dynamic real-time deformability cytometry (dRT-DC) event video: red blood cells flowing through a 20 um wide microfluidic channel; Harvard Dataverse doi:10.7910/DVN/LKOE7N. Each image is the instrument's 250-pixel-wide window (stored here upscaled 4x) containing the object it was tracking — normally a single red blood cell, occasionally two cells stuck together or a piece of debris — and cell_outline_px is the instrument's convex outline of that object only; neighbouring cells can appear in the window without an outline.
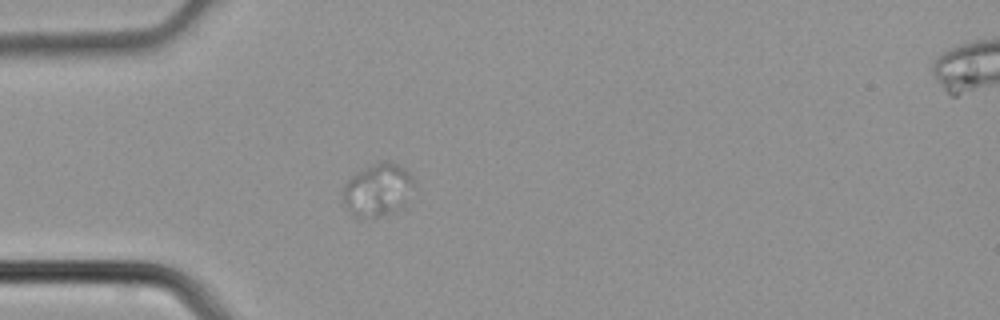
{"species": "common noctule bat (a hibernating species)", "species_latin": "Nyctalus noctula", "temperature_condition": "cold", "stored_images_in_passage": 1, "camera_frame_rate_fps": 3000, "um_per_image_px": 0.085, "animal": {"sex": "male", "body_mass_g": 21.5, "forearm_length_mm": 52.0}, "frame": {"image": 1, "passage_image": 1, "time_ms": 0.0, "image_size_px": [1000, 320], "cell_outline_px": [[412, 184], [408, 208], [396, 212], [364, 220], [356, 220], [352, 216], [344, 204], [344, 188], [348, 180], [352, 176], [364, 168], [380, 160], [388, 160], [404, 168], [412, 176]], "centroid_in_image_um": [32.13, 16.21], "position_along_channel_um": 52.9, "area_um2": 22.48}}